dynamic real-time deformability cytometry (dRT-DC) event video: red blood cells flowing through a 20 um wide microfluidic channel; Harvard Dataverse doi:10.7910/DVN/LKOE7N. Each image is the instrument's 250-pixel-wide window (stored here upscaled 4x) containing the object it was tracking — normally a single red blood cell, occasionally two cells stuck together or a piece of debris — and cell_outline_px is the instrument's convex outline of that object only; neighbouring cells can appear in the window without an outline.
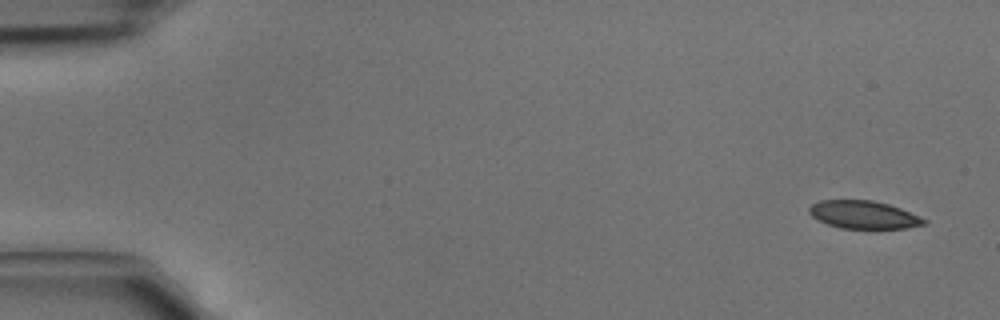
{"species": "common noctule bat (a hibernating species)", "species_latin": "Nyctalus noctula", "temperature_condition": "cold", "stored_images_in_passage": 4, "camera_frame_rate_fps": 3000, "um_per_image_px": 0.085, "animal": {"sex": "male", "body_mass_g": 15.6}, "frame": {"image": 1, "passage_image": 1, "time_ms": 0.0, "image_size_px": [1000, 320], "cell_outline_px": [[928, 224], [904, 228], [840, 228], [828, 224], [812, 216], [808, 212], [808, 208], [812, 204], [820, 200], [872, 200], [888, 204], [900, 208], [920, 216], [928, 220]], "centroid_in_image_um": [73.43, 18.25], "position_along_channel_um": 11.6, "area_um2": 18.61}}
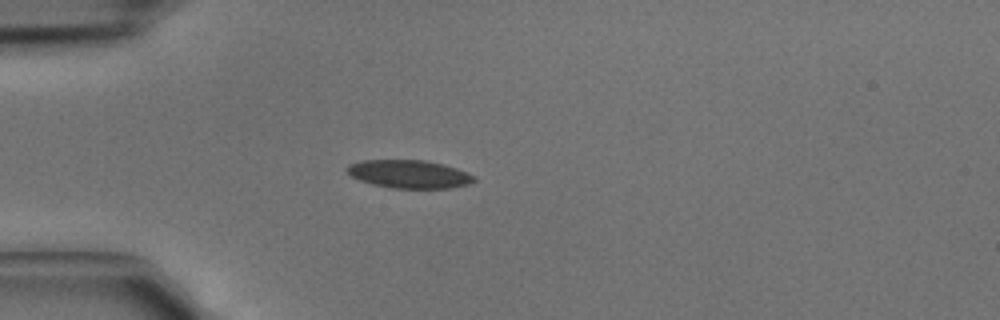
{"frame": {"image": 2, "passage_image": 4, "time_ms": 1.0, "image_size_px": [1000, 320], "cell_outline_px": [[476, 180], [468, 184], [452, 188], [392, 188], [372, 184], [360, 180], [352, 176], [344, 168], [348, 164], [360, 160], [428, 160], [444, 164], [468, 172], [476, 176]], "centroid_in_image_um": [34.79, 14.79], "position_along_channel_um": 50.2, "area_um2": 21.04}}